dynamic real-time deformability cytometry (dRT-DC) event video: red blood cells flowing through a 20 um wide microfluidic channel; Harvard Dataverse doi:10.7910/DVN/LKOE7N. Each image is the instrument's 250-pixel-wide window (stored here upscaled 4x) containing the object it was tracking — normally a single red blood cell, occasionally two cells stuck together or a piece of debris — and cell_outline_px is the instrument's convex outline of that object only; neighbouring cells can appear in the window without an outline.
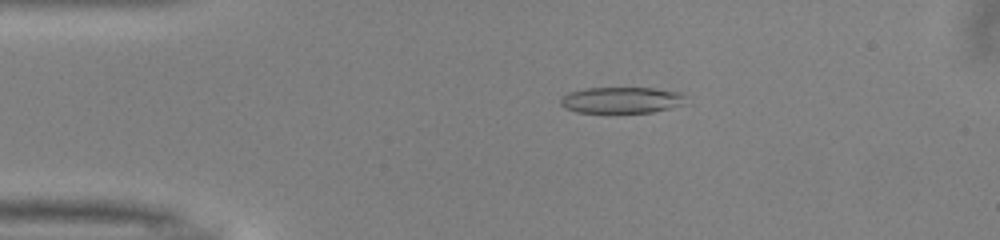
{"species": "common noctule bat (a hibernating species)", "species_latin": "Nyctalus noctula", "temperature_condition": "warm", "stored_images_in_passage": 48, "camera_frame_rate_fps": 3000, "um_per_image_px": 0.085, "animal": {"sex": "male", "body_mass_g": 13.0, "forearm_length_mm": 53.1}, "frame": {"image": 1, "passage_image": 8, "time_ms": 2.333, "image_size_px": [1000, 240], "cell_outline_px": [[692, 104], [652, 112], [576, 112], [564, 108], [560, 104], [560, 100], [568, 92], [584, 88], [652, 88], [680, 92], [688, 96]], "centroid_in_image_um": [52.95, 8.51], "position_along_channel_um": 32.0, "area_um2": 19.59}}
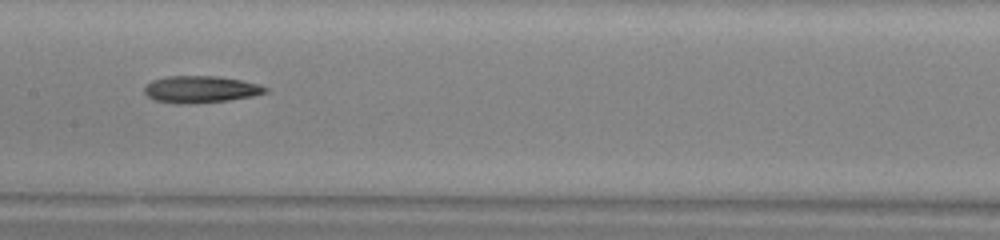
{"frame": {"image": 2, "passage_image": 23, "time_ms": 7.333, "image_size_px": [1000, 240], "cell_outline_px": [[268, 92], [252, 96], [228, 100], [188, 104], [176, 104], [156, 100], [148, 96], [144, 92], [144, 84], [152, 80], [168, 76], [220, 76], [260, 84], [268, 88]], "centroid_in_image_um": [17.04, 7.59], "position_along_channel_um": 190.4, "area_um2": 19.07}}
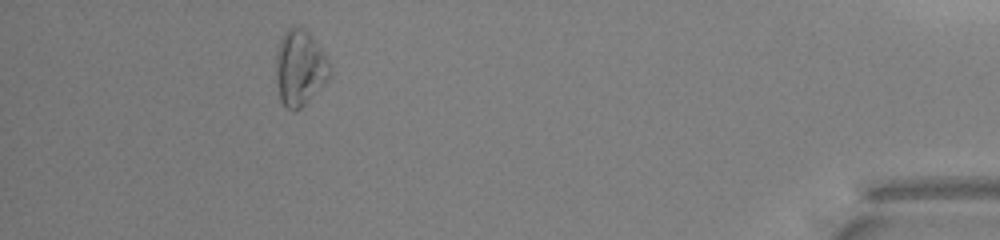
{"frame": {"image": 3, "passage_image": 44, "time_ms": 14.333, "image_size_px": [1000, 240], "cell_outline_px": [[328, 80], [300, 108], [292, 112], [280, 100], [276, 80], [276, 48], [280, 36], [288, 28], [300, 28], [308, 32], [324, 52], [328, 60]], "centroid_in_image_um": [25.44, 5.76], "position_along_channel_um": 409.8, "area_um2": 23.47}, "authors_computed_cell_mechanics": {"area_um2": 19.5364, "velocity_mm_per_s": 4.0314, "shape_relaxation_time_tau1_ms": 5.4274, "shape_relaxation_time_tau2_ms": null, "deformation_change_tau1": 0.1371, "deformation_change_tau2": null}}